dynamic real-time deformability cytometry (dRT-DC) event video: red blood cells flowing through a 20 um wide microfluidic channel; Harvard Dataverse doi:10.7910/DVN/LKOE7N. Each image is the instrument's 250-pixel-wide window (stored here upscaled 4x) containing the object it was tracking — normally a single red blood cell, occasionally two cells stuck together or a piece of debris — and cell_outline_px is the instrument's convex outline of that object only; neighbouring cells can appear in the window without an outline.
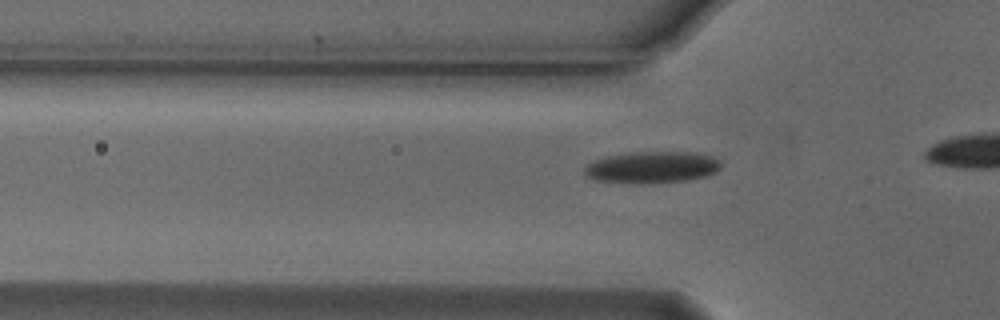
{"species": "Egyptian fruit bat (a non-hibernating species)", "species_latin": "Rousettus aegyptiacus", "temperature_condition": "cold", "stored_images_in_passage": 11, "camera_frame_rate_fps": 3000, "um_per_image_px": 0.085, "animal": {"sex": "male"}, "frame": {"image": 1, "passage_image": 5, "time_ms": 1.333, "image_size_px": [1000, 320], "cell_outline_px": [[720, 168], [716, 172], [704, 176], [688, 180], [648, 184], [636, 184], [596, 180], [588, 176], [584, 172], [584, 168], [588, 164], [596, 160], [608, 156], [628, 152], [696, 152], [712, 156], [720, 160]], "centroid_in_image_um": [55.44, 14.22], "position_along_channel_um": 70.4, "area_um2": 25.32}}